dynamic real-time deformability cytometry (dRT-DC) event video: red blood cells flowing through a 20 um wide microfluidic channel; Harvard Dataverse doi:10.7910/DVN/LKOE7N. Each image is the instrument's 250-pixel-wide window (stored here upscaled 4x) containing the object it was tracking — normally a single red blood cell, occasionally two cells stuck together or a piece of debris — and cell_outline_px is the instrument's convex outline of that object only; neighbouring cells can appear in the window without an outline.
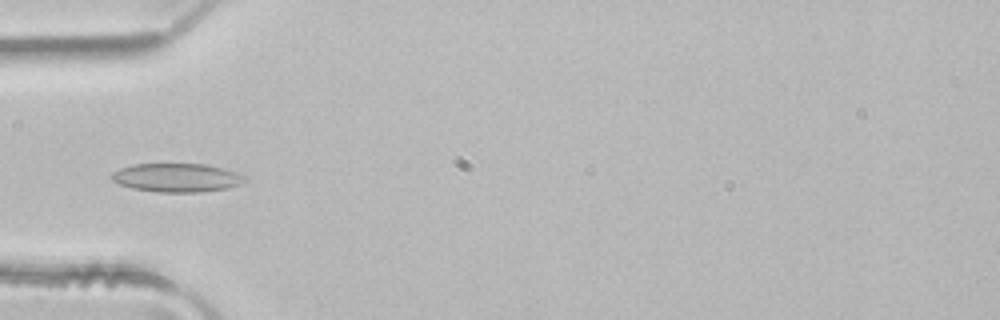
{"species": "common noctule bat (a hibernating species)", "species_latin": "Nyctalus noctula", "temperature_condition": "room temperature", "stored_images_in_passage": 5, "camera_frame_rate_fps": 3000, "um_per_image_px": 0.085, "animal": {"sex": "male", "body_mass_g": 21.5, "forearm_length_mm": 52.0}, "frame": {"image": 1, "passage_image": 5, "time_ms": 1.333, "image_size_px": [1000, 320], "cell_outline_px": [[248, 180], [240, 184], [228, 188], [200, 192], [156, 192], [132, 188], [120, 184], [112, 180], [112, 172], [120, 168], [132, 164], [204, 164], [236, 172], [244, 176]], "centroid_in_image_um": [15.02, 15.1], "position_along_channel_um": 70.0, "area_um2": 22.14}}